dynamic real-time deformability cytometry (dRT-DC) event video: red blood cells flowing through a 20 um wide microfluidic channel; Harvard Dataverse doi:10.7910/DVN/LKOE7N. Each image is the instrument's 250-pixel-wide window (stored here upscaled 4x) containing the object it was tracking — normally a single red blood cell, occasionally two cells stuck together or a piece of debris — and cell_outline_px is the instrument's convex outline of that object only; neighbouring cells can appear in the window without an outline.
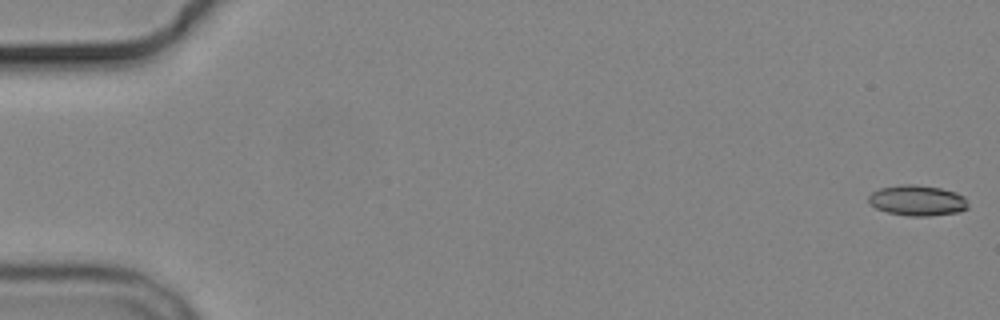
{"species": "common noctule bat (a hibernating species)", "species_latin": "Nyctalus noctula", "temperature_condition": "cold", "stored_images_in_passage": 5, "camera_frame_rate_fps": 3000, "um_per_image_px": 0.085, "animal": {"sex": "male", "body_mass_g": 19.2, "forearm_length_mm": 51.8}, "frame": {"image": 1, "passage_image": 1, "time_ms": 0.0, "image_size_px": [1000, 320], "cell_outline_px": [[968, 208], [960, 212], [932, 216], [908, 216], [888, 212], [876, 208], [868, 200], [868, 196], [872, 192], [880, 188], [904, 184], [912, 184], [940, 188], [956, 192], [964, 196], [968, 200]], "centroid_in_image_um": [78.02, 17.04], "position_along_channel_um": 7.0, "area_um2": 17.8}}
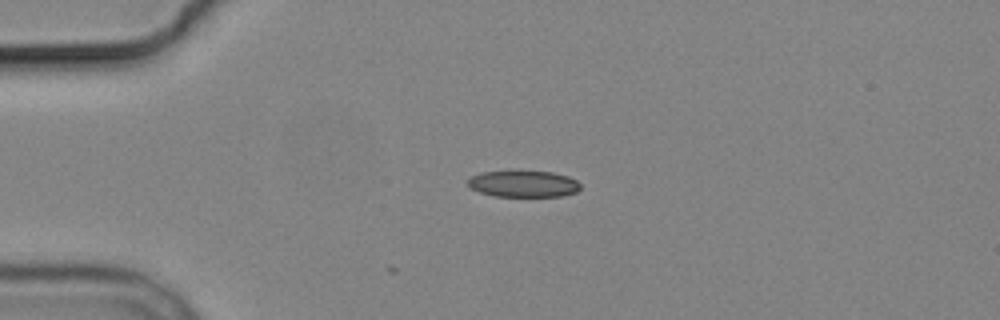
{"frame": {"image": 2, "passage_image": 4, "time_ms": 4.333, "image_size_px": [1000, 320], "cell_outline_px": [[580, 188], [576, 192], [560, 196], [496, 196], [480, 192], [472, 188], [468, 184], [468, 180], [472, 176], [480, 172], [552, 172], [568, 176], [576, 180], [580, 184]], "centroid_in_image_um": [44.51, 15.63], "position_along_channel_um": 40.5, "area_um2": 16.99}}